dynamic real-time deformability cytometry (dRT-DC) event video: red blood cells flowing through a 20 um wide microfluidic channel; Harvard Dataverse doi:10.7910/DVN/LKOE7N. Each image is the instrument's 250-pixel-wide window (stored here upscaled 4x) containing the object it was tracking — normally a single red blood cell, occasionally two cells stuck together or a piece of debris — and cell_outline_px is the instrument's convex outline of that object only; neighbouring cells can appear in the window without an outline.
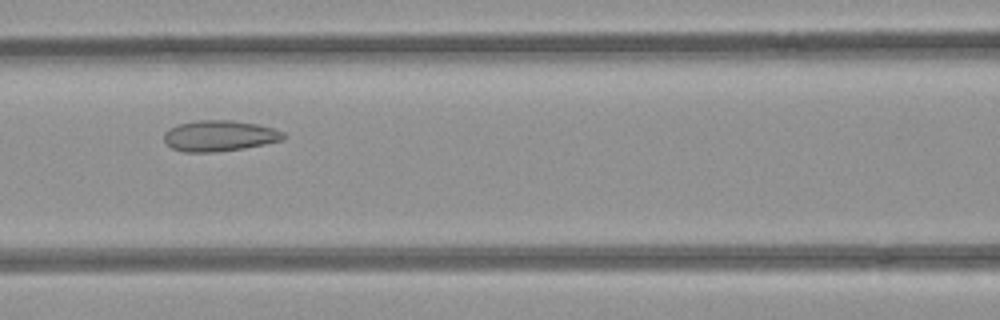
{"species": "common noctule bat (a hibernating species)", "species_latin": "Nyctalus noctula", "temperature_condition": "room temperature", "stored_images_in_passage": 8, "camera_frame_rate_fps": 3000, "um_per_image_px": 0.085, "animal": {"sex": "female", "body_mass_g": 21.9}, "frame": {"image": 1, "passage_image": 6, "time_ms": 1.667, "image_size_px": [1000, 320], "cell_outline_px": [[288, 136], [284, 140], [244, 148], [212, 152], [184, 152], [172, 148], [164, 140], [164, 132], [168, 128], [176, 124], [196, 120], [232, 120], [256, 124], [272, 128], [284, 132]], "centroid_in_image_um": [18.65, 11.54], "position_along_channel_um": 148.0, "area_um2": 21.62}}
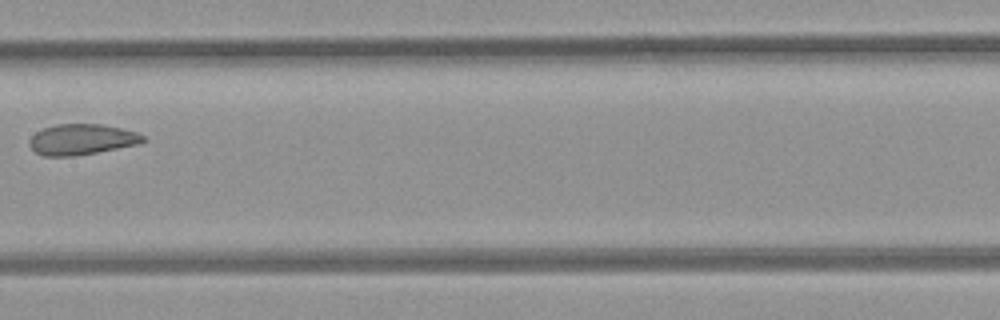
{"frame": {"image": 2, "passage_image": 7, "time_ms": 2.0, "image_size_px": [1000, 320], "cell_outline_px": [[148, 140], [140, 144], [76, 156], [44, 156], [36, 152], [28, 144], [28, 140], [36, 132], [44, 128], [56, 124], [100, 124], [120, 128], [136, 132], [148, 136]], "centroid_in_image_um": [6.99, 11.85], "position_along_channel_um": 200.4, "area_um2": 20.52}}
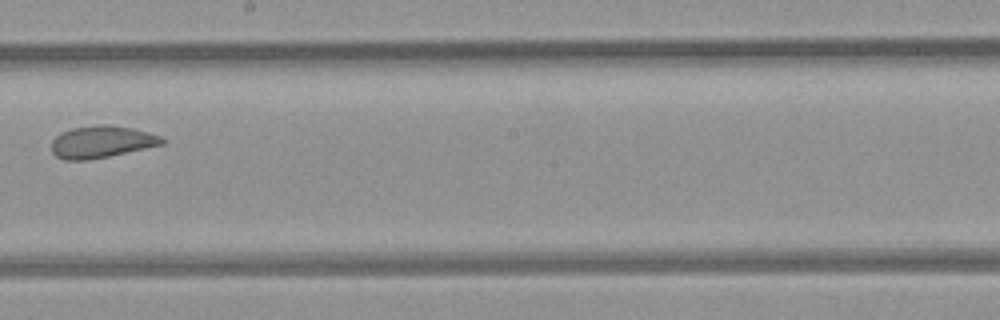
{"frame": {"image": 3, "passage_image": 8, "time_ms": 2.333, "image_size_px": [1000, 320], "cell_outline_px": [[164, 144], [108, 156], [88, 160], [64, 160], [56, 156], [52, 152], [52, 140], [60, 132], [72, 128], [100, 124], [108, 124], [132, 128], [148, 132], [160, 136], [164, 140]], "centroid_in_image_um": [8.6, 12.05], "position_along_channel_um": 239.6, "area_um2": 20.58}}